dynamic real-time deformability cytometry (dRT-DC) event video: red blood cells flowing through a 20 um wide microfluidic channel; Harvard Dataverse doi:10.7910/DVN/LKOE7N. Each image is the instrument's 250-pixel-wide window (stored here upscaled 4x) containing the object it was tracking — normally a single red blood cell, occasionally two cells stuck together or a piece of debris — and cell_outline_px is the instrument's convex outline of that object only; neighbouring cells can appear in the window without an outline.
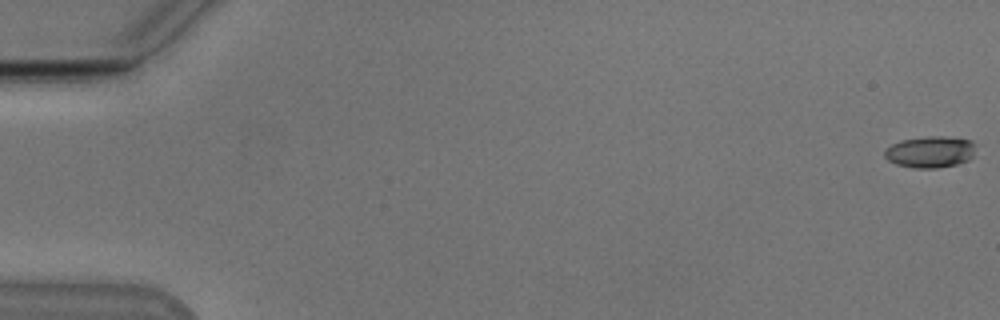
{"species": "Egyptian fruit bat (a non-hibernating species)", "species_latin": "Rousettus aegyptiacus", "temperature_condition": "cold", "stored_images_in_passage": 10, "camera_frame_rate_fps": 3000, "um_per_image_px": 0.085, "animal": {"sex": "male"}, "frame": {"image": 1, "passage_image": 1, "time_ms": 0.0, "image_size_px": [1000, 320], "cell_outline_px": [[972, 156], [968, 160], [956, 164], [936, 168], [912, 168], [896, 164], [888, 160], [884, 156], [884, 152], [892, 144], [900, 140], [932, 136], [940, 136], [972, 140]], "centroid_in_image_um": [79.02, 12.92], "position_along_channel_um": 6.0, "area_um2": 16.42}}